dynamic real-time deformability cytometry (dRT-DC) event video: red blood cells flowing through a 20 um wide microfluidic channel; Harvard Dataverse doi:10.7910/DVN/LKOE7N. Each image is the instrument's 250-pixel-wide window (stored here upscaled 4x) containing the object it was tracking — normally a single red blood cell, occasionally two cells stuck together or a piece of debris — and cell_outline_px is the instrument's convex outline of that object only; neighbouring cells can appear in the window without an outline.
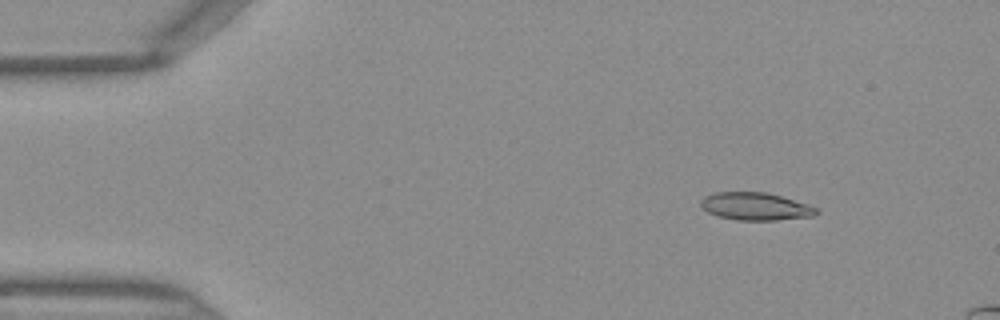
{"species": "Egyptian fruit bat (a non-hibernating species)", "species_latin": "Rousettus aegyptiacus", "temperature_condition": "warm", "stored_images_in_passage": 9, "camera_frame_rate_fps": 3000, "um_per_image_px": 0.085, "frame": {"image": 1, "passage_image": 1, "time_ms": 0.0, "image_size_px": [1000, 320], "cell_outline_px": [[820, 212], [816, 216], [776, 220], [736, 220], [720, 216], [708, 212], [700, 204], [700, 200], [704, 196], [716, 192], [764, 192], [780, 196], [808, 204], [816, 208]], "centroid_in_image_um": [64.24, 17.55], "position_along_channel_um": 20.8, "area_um2": 18.55}}